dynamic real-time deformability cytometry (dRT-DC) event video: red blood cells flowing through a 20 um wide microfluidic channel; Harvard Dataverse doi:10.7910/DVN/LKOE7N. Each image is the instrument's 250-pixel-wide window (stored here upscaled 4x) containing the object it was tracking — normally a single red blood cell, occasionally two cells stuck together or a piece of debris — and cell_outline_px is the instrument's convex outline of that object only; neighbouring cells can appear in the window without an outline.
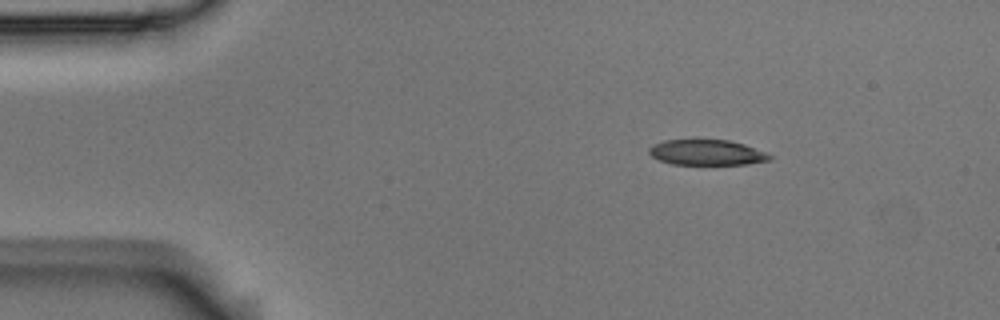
{"species": "Egyptian fruit bat (a non-hibernating species)", "species_latin": "Rousettus aegyptiacus", "temperature_condition": "room temperature", "stored_images_in_passage": 2, "camera_frame_rate_fps": 3000, "um_per_image_px": 0.085, "animal": {"sex": "male"}, "frame": {"image": 1, "passage_image": 1, "time_ms": 0.0, "image_size_px": [1000, 320], "cell_outline_px": [[772, 156], [768, 160], [744, 164], [672, 164], [660, 160], [652, 156], [648, 152], [648, 148], [652, 144], [664, 140], [728, 140], [744, 144], [768, 152]], "centroid_in_image_um": [60.06, 12.95], "position_along_channel_um": 24.9, "area_um2": 17.8}}